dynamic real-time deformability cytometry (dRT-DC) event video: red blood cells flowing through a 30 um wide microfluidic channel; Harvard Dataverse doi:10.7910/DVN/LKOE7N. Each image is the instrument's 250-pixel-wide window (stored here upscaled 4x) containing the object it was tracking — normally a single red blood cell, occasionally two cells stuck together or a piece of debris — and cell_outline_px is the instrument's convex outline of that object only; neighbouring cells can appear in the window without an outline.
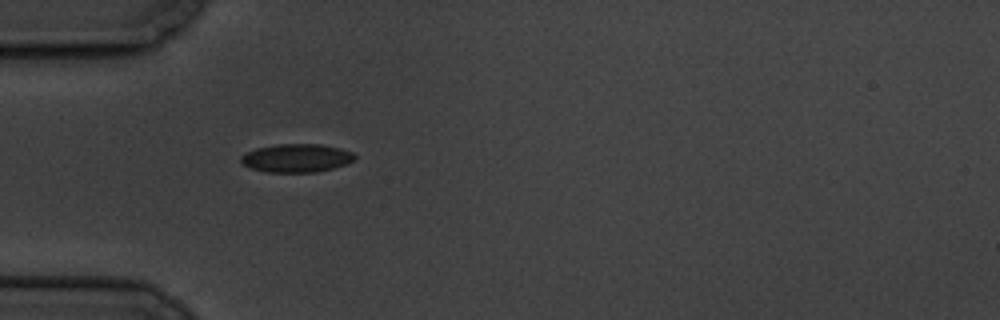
{"species": "common noctule bat (a hibernating species)", "species_latin": "Nyctalus noctula", "temperature_condition": "cold", "stored_images_in_passage": 2, "camera_frame_rate_fps": 3000, "um_per_image_px": 0.085, "animal": {"sex": "male", "body_mass_g": 19.5, "forearm_length_mm": 54.6}, "frame": {"image": 1, "passage_image": 1, "time_ms": 0.0, "image_size_px": [1000, 320], "cell_outline_px": [[356, 156], [348, 164], [316, 172], [268, 172], [248, 168], [240, 160], [240, 156], [256, 148], [276, 144], [320, 144], [340, 148], [352, 152]], "centroid_in_image_um": [25.19, 13.43], "position_along_channel_um": 59.8, "area_um2": 18.79}}